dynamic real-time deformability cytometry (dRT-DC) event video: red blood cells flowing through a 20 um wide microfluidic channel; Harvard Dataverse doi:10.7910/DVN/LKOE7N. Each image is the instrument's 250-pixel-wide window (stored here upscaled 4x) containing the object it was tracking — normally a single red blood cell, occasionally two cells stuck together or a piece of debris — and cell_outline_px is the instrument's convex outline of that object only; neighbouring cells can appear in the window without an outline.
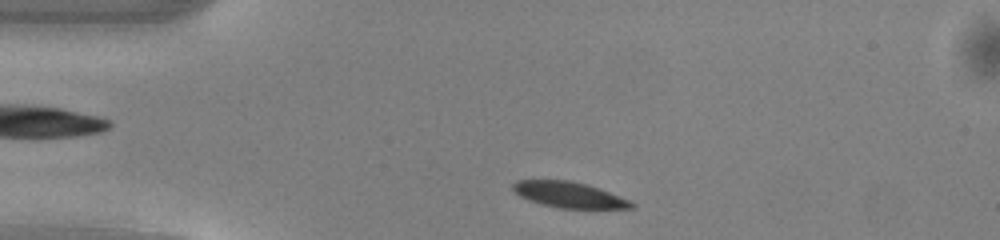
{"species": "common noctule bat (a hibernating species)", "species_latin": "Nyctalus noctula", "temperature_condition": "warm", "stored_images_in_passage": 41, "camera_frame_rate_fps": 3000, "um_per_image_px": 0.085, "animal": {"sex": "male", "body_mass_g": 13.0, "forearm_length_mm": 53.1}, "frame": {"image": 1, "passage_image": 2, "time_ms": 0.333, "image_size_px": [1000, 240], "cell_outline_px": [[636, 208], [560, 208], [540, 204], [528, 200], [520, 196], [512, 188], [512, 184], [516, 180], [568, 180], [588, 184], [628, 200], [636, 204]], "centroid_in_image_um": [48.34, 16.55], "position_along_channel_um": 36.7, "area_um2": 17.69}}
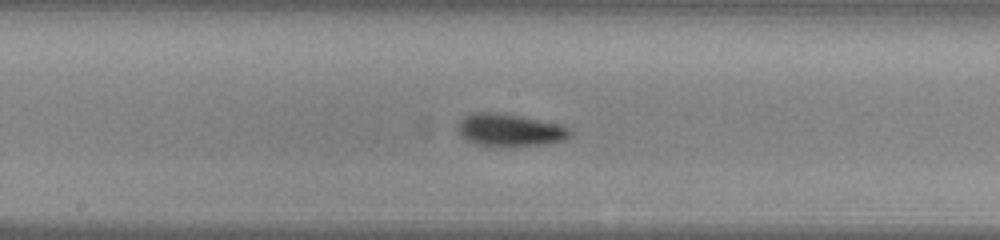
{"frame": {"image": 2, "passage_image": 17, "time_ms": 5.333, "image_size_px": [1000, 240], "cell_outline_px": [[572, 136], [564, 140], [548, 144], [476, 144], [460, 136], [456, 128], [460, 120], [464, 116], [472, 112], [496, 112], [520, 116], [560, 124], [568, 128], [572, 132]], "centroid_in_image_um": [43.32, 11.01], "position_along_channel_um": 204.9, "area_um2": 20.81}}
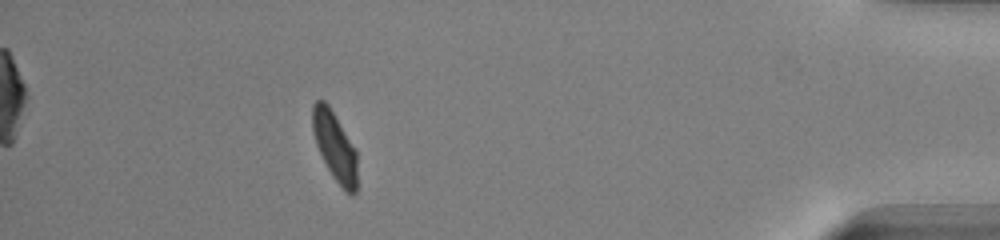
{"frame": {"image": 3, "passage_image": 36, "time_ms": 11.667, "image_size_px": [1000, 240], "cell_outline_px": [[356, 192], [352, 196], [344, 192], [332, 176], [316, 144], [312, 128], [312, 104], [316, 100], [324, 100], [328, 104], [356, 148]], "centroid_in_image_um": [28.46, 12.45], "position_along_channel_um": 406.7, "area_um2": 18.03}, "authors_computed_cell_mechanics": {"area_um2": 19.3052, "velocity_mm_per_s": 4.0654, "shape_relaxation_time_tau1_ms": 2.2729, "shape_relaxation_time_tau2_ms": 1.4178, "deformation_change_tau1": 0.1156, "deformation_change_tau2": 0.0526}}